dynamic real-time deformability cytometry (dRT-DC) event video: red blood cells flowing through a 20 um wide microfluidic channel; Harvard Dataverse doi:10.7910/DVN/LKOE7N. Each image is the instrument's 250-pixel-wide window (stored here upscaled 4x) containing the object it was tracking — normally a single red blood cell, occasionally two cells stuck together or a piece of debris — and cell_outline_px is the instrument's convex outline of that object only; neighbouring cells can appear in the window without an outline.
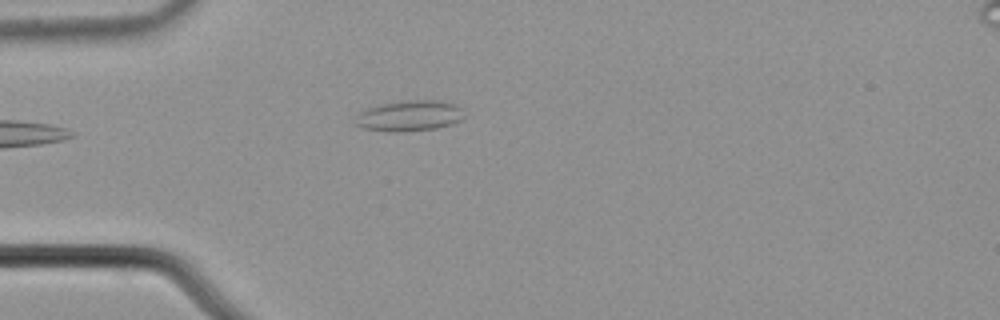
{"species": "common noctule bat (a hibernating species)", "species_latin": "Nyctalus noctula", "temperature_condition": "cold", "stored_images_in_passage": 3, "camera_frame_rate_fps": 3000, "um_per_image_px": 0.085, "animal": {"sex": "male", "body_mass_g": 21.5, "forearm_length_mm": 52.0}, "frame": {"image": 1, "passage_image": 2, "time_ms": 0.333, "image_size_px": [1000, 320], "cell_outline_px": [[464, 116], [460, 120], [452, 124], [436, 128], [400, 132], [392, 132], [364, 128], [352, 124], [356, 116], [360, 112], [368, 108], [380, 104], [404, 100], [440, 100], [456, 104], [464, 108]], "centroid_in_image_um": [34.81, 9.83], "position_along_channel_um": 50.2, "area_um2": 19.77}}